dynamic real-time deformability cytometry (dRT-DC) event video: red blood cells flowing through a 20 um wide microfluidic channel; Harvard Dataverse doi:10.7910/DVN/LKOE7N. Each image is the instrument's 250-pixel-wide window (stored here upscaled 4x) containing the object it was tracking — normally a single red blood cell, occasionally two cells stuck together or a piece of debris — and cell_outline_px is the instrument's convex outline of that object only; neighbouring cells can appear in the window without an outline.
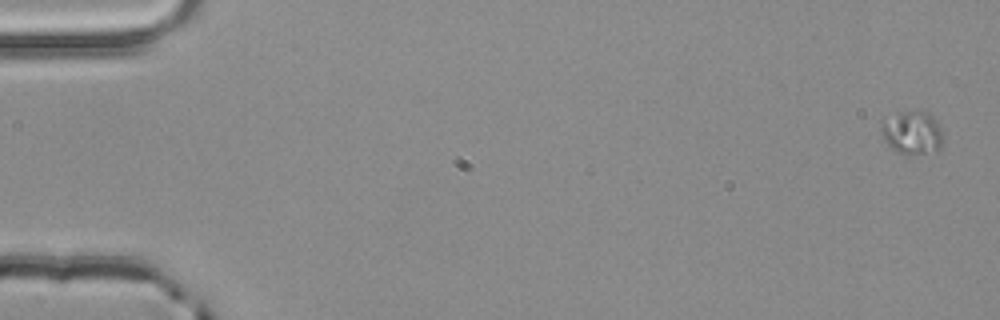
{"species": "common noctule bat (a hibernating species)", "species_latin": "Nyctalus noctula", "temperature_condition": "room temperature", "stored_images_in_passage": 4, "camera_frame_rate_fps": 3000, "um_per_image_px": 0.085, "animal": {"sex": "male", "body_mass_g": 20.4}, "frame": {"image": 1, "passage_image": 1, "time_ms": 0.0, "image_size_px": [1000, 320], "cell_outline_px": [[944, 140], [940, 148], [908, 156], [896, 152], [884, 140], [880, 132], [884, 124], [904, 112], [928, 112], [936, 120], [940, 128]], "centroid_in_image_um": [77.59, 11.34], "position_along_channel_um": 7.4, "area_um2": 14.91}}